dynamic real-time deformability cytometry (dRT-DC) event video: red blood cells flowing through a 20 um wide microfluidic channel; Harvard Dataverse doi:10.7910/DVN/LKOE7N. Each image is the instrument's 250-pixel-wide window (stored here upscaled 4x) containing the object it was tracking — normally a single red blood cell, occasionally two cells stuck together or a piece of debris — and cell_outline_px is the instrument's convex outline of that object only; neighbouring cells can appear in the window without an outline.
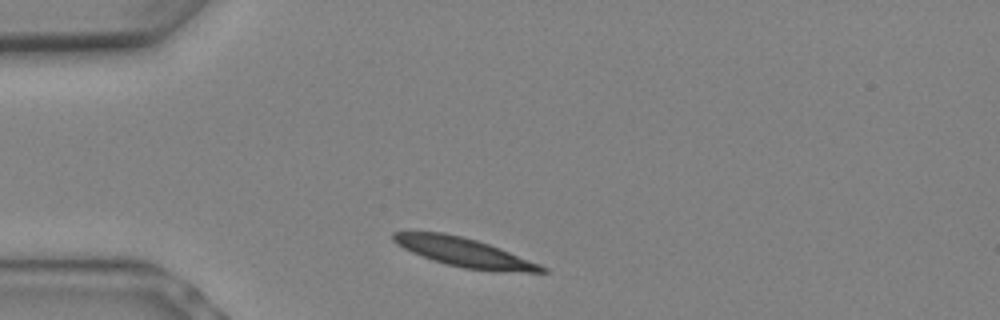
{"species": "Egyptian fruit bat (a non-hibernating species)", "species_latin": "Rousettus aegyptiacus", "temperature_condition": "warm", "stored_images_in_passage": 2, "camera_frame_rate_fps": 3000, "um_per_image_px": 0.085, "animal": {"sex": "female"}, "frame": {"image": 1, "passage_image": 1, "time_ms": 0.0, "image_size_px": [1000, 320], "cell_outline_px": [[540, 268], [480, 268], [456, 264], [440, 260], [420, 252], [404, 244], [396, 236], [420, 232], [452, 236], [468, 240], [504, 252], [532, 264]], "centroid_in_image_um": [39.26, 21.38], "position_along_channel_um": 45.7, "area_um2": 18.38}}